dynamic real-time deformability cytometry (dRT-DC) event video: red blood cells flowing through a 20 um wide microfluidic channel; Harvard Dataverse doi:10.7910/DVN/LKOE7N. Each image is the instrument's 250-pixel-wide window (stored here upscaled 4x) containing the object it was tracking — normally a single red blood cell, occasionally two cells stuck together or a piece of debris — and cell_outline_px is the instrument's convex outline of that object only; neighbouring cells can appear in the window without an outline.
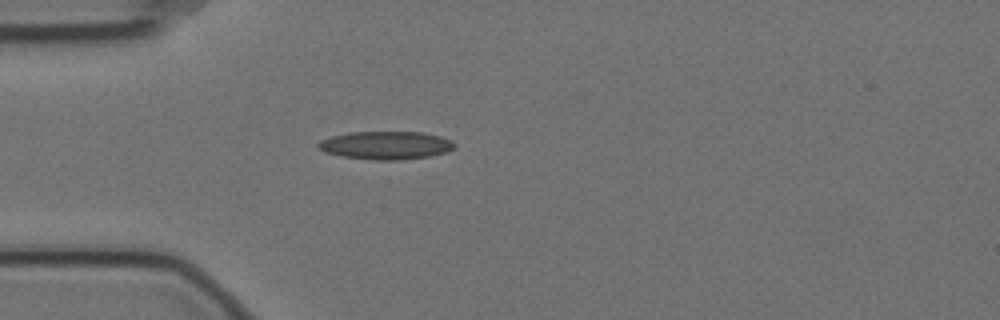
{"species": "Egyptian fruit bat (a non-hibernating species)", "species_latin": "Rousettus aegyptiacus", "temperature_condition": "cold", "stored_images_in_passage": 4, "camera_frame_rate_fps": 3000, "um_per_image_px": 0.085, "animal": {"sex": "female"}, "frame": {"image": 1, "passage_image": 4, "time_ms": 1.0, "image_size_px": [1000, 320], "cell_outline_px": [[456, 148], [444, 152], [428, 156], [400, 160], [376, 160], [344, 156], [324, 152], [316, 144], [320, 140], [332, 136], [348, 132], [420, 132], [440, 136], [452, 140], [456, 144]], "centroid_in_image_um": [32.81, 12.34], "position_along_channel_um": 52.2, "area_um2": 22.2}}